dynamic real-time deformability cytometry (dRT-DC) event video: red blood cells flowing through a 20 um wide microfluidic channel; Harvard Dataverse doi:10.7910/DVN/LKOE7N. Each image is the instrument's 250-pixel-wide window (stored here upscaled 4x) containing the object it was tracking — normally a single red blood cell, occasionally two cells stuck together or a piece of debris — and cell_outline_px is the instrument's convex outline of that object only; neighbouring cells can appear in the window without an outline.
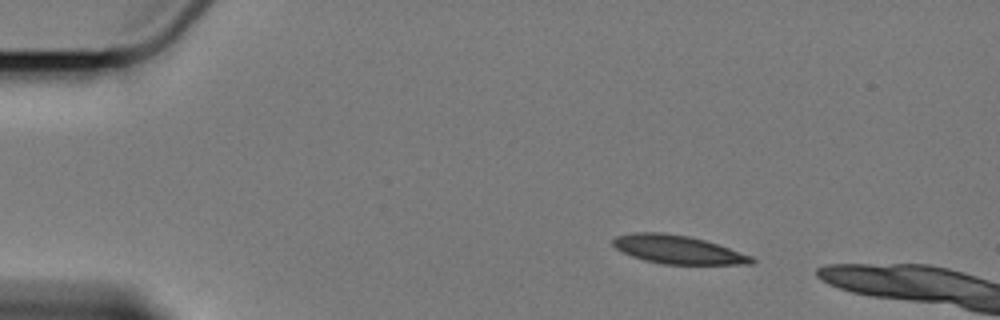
{"species": "Egyptian fruit bat (a non-hibernating species)", "species_latin": "Rousettus aegyptiacus", "temperature_condition": "cold", "stored_images_in_passage": 3, "camera_frame_rate_fps": 3000, "um_per_image_px": 0.085, "animal": {"sex": "female"}, "frame": {"image": 1, "passage_image": 1, "time_ms": 0.0, "image_size_px": [1000, 320], "cell_outline_px": [[756, 260], [752, 264], [664, 264], [644, 260], [632, 256], [616, 248], [612, 244], [612, 240], [616, 236], [632, 232], [664, 232], [688, 236], [704, 240], [752, 256]], "centroid_in_image_um": [57.58, 21.21], "position_along_channel_um": 27.4, "area_um2": 22.77}}